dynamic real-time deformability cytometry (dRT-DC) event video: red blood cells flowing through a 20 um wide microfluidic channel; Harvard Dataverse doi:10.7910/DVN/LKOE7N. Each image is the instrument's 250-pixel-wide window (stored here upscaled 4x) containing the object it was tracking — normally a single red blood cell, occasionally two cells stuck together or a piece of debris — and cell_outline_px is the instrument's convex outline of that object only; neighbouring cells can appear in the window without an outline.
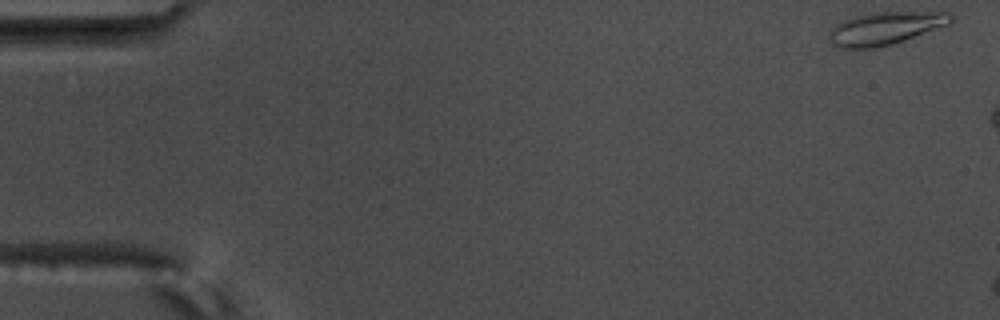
{"species": "common noctule bat (a hibernating species)", "species_latin": "Nyctalus noctula", "temperature_condition": "warm", "stored_images_in_passage": 4, "camera_frame_rate_fps": 3000, "um_per_image_px": 0.085, "animal": {"sex": "male", "body_mass_g": 17.5, "forearm_length_mm": 52.3}, "frame": {"image": 1, "passage_image": 1, "time_ms": 0.0, "image_size_px": [1000, 320], "cell_outline_px": [[952, 20], [948, 24], [904, 40], [892, 44], [876, 48], [840, 48], [832, 44], [828, 40], [828, 32], [836, 24], [844, 20], [856, 16], [872, 12], [952, 12]], "centroid_in_image_um": [75.2, 2.41], "position_along_channel_um": 9.8, "area_um2": 23.12}}